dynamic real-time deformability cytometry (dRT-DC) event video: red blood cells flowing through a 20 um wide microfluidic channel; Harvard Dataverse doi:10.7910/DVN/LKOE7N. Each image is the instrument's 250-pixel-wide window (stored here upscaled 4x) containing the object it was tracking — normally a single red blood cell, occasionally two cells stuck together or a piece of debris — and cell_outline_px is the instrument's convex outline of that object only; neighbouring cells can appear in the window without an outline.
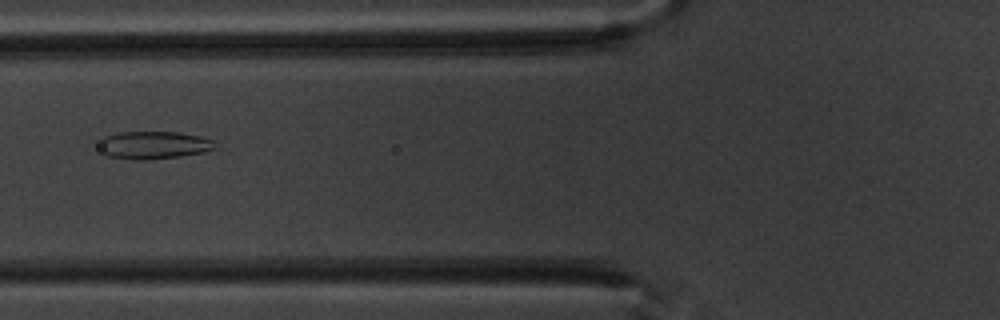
{"species": "common noctule bat (a hibernating species)", "species_latin": "Nyctalus noctula", "temperature_condition": "warm", "stored_images_in_passage": 6, "camera_frame_rate_fps": 3000, "um_per_image_px": 0.085, "animal": {"sex": "male", "body_mass_g": 20.1, "forearm_length_mm": 53.5}, "frame": {"image": 1, "passage_image": 6, "time_ms": 5.667, "image_size_px": [1000, 320], "cell_outline_px": [[216, 148], [204, 152], [180, 156], [148, 160], [144, 160], [108, 156], [104, 152], [100, 136], [116, 132], [180, 132], [200, 136], [212, 140]], "centroid_in_image_um": [13.08, 12.31], "position_along_channel_um": 112.7, "area_um2": 18.55}}